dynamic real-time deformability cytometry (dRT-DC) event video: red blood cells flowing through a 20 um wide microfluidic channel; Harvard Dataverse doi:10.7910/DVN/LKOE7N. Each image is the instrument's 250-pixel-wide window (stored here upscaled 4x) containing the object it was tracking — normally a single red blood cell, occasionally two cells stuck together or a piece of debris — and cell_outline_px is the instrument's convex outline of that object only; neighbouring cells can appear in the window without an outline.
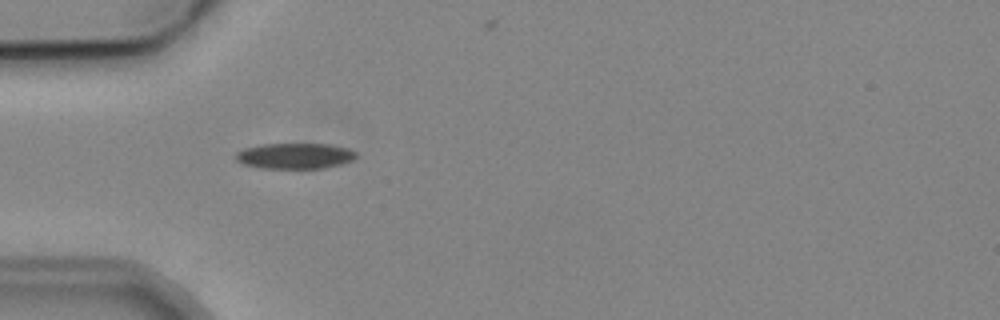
{"species": "common noctule bat (a hibernating species)", "species_latin": "Nyctalus noctula", "temperature_condition": "cold", "stored_images_in_passage": 2, "camera_frame_rate_fps": 3000, "um_per_image_px": 0.085, "animal": {"sex": "male", "body_mass_g": 19.2, "forearm_length_mm": 51.8}, "frame": {"image": 1, "passage_image": 1, "time_ms": 0.0, "image_size_px": [1000, 320], "cell_outline_px": [[356, 156], [352, 160], [340, 164], [320, 168], [260, 168], [244, 164], [236, 160], [236, 152], [244, 148], [264, 144], [332, 144], [348, 148], [356, 152]], "centroid_in_image_um": [25.06, 13.24], "position_along_channel_um": 59.9, "area_um2": 17.92}}